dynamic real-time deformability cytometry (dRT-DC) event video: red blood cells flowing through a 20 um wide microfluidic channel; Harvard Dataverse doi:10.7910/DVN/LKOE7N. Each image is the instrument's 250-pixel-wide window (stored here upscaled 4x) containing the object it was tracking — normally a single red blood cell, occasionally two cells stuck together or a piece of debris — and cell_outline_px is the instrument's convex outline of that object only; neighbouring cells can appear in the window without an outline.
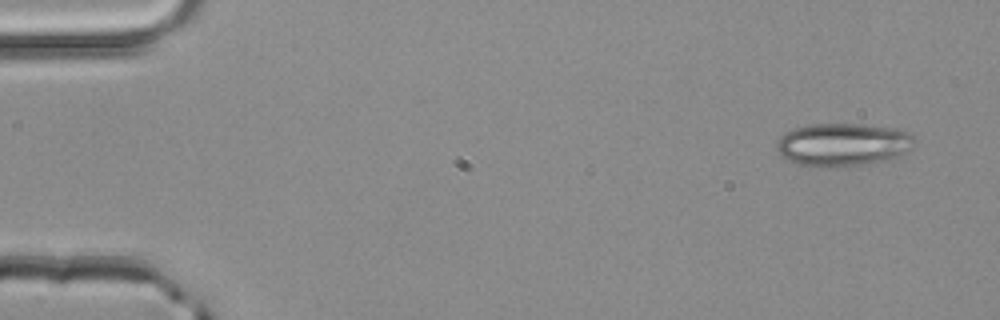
{"species": "common noctule bat (a hibernating species)", "species_latin": "Nyctalus noctula", "temperature_condition": "room temperature", "stored_images_in_passage": 3, "camera_frame_rate_fps": 3000, "um_per_image_px": 0.085, "animal": {"sex": "male", "body_mass_g": 20.4}, "frame": {"image": 1, "passage_image": 1, "time_ms": 0.0, "image_size_px": [1000, 320], "cell_outline_px": [[912, 140], [904, 152], [900, 156], [888, 160], [864, 164], [824, 168], [816, 168], [796, 164], [780, 156], [776, 148], [776, 144], [780, 136], [796, 128], [812, 124], [860, 124], [900, 128], [908, 132], [912, 136]], "centroid_in_image_um": [71.58, 12.3], "position_along_channel_um": 13.4, "area_um2": 34.56}}